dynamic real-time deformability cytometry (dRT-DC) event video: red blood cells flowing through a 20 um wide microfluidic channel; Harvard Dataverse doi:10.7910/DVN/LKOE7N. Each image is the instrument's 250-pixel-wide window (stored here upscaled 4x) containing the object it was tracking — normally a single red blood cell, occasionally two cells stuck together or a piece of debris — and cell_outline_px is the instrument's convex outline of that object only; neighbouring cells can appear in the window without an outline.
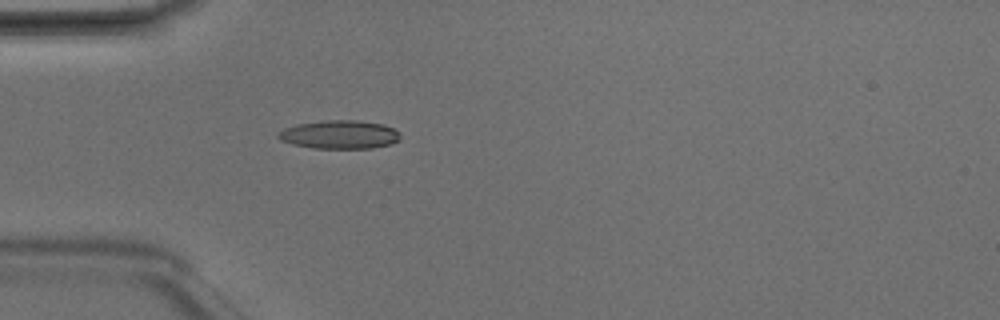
{"species": "Egyptian fruit bat (a non-hibernating species)", "species_latin": "Rousettus aegyptiacus", "temperature_condition": "room temperature", "stored_images_in_passage": 4, "camera_frame_rate_fps": 3000, "um_per_image_px": 0.085, "animal": {"sex": "male"}, "frame": {"image": 1, "passage_image": 4, "time_ms": 1.0, "image_size_px": [1000, 320], "cell_outline_px": [[400, 140], [392, 144], [372, 148], [312, 148], [292, 144], [280, 140], [276, 136], [284, 128], [296, 124], [324, 120], [356, 120], [384, 124], [400, 132]], "centroid_in_image_um": [28.88, 11.44], "position_along_channel_um": 56.1, "area_um2": 20.4}}